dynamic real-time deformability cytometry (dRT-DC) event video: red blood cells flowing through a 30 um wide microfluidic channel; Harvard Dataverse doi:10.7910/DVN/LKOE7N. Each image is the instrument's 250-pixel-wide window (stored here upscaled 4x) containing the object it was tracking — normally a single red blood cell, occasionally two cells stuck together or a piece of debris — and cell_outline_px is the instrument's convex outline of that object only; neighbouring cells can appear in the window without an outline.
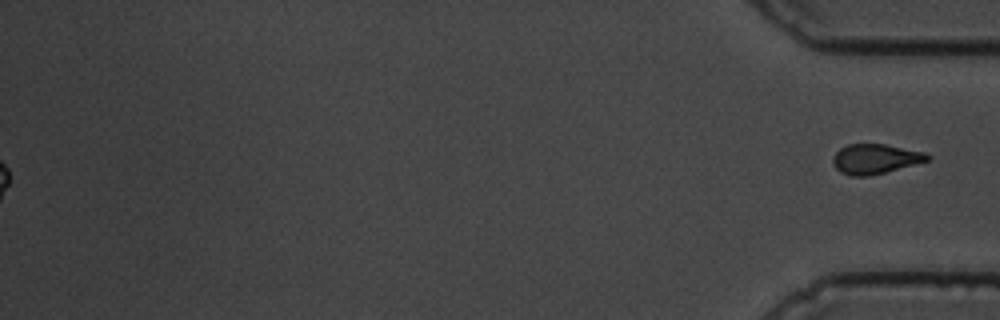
{"species": "common noctule bat (a hibernating species)", "species_latin": "Nyctalus noctula", "temperature_condition": "cold", "stored_images_in_passage": 60, "segment_of_instrument_passage": [2, 2], "camera_frame_rate_fps": 3000, "um_per_image_px": 0.085, "animal": {"sex": "male", "body_mass_g": 19.5, "forearm_length_mm": 54.6}, "frame": {"image": 1, "passage_image": 60, "time_ms": 19.667, "image_size_px": [1000, 320], "cell_outline_px": [[932, 156], [928, 160], [884, 172], [868, 176], [852, 176], [840, 172], [836, 168], [832, 160], [836, 152], [840, 148], [848, 144], [884, 144], [924, 152]], "centroid_in_image_um": [74.37, 13.5], "position_along_channel_um": 360.8, "area_um2": 16.13}}